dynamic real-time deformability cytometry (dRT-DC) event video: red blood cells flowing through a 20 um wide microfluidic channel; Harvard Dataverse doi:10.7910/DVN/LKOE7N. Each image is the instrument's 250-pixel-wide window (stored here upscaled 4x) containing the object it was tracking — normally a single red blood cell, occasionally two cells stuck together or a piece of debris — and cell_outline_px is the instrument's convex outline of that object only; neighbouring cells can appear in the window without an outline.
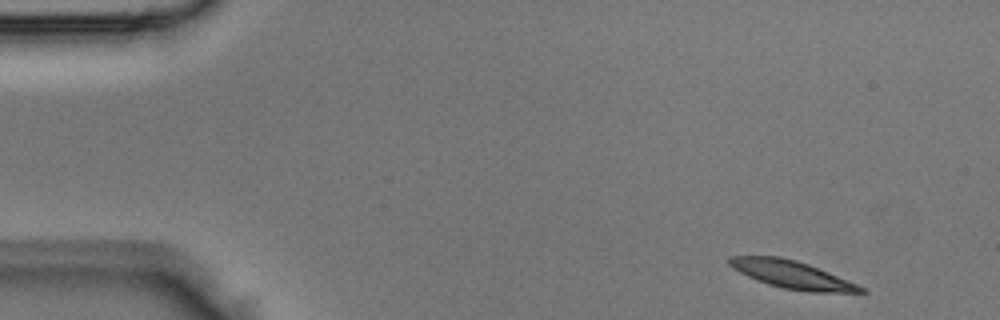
{"species": "Egyptian fruit bat (a non-hibernating species)", "species_latin": "Rousettus aegyptiacus", "temperature_condition": "room temperature", "stored_images_in_passage": 5, "camera_frame_rate_fps": 3000, "um_per_image_px": 0.085, "animal": {"sex": "male"}, "frame": {"image": 1, "passage_image": 1, "time_ms": 0.0, "image_size_px": [1000, 320], "cell_outline_px": [[868, 292], [808, 292], [780, 288], [756, 280], [732, 268], [728, 264], [728, 256], [780, 256], [796, 260], [808, 264], [868, 288]], "centroid_in_image_um": [67.32, 23.35], "position_along_channel_um": 17.7, "area_um2": 21.33}}
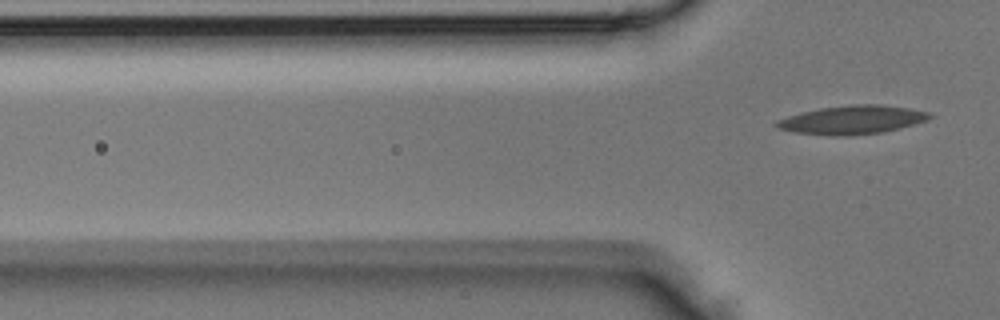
{"frame": {"image": 2, "passage_image": 5, "time_ms": 1.333, "image_size_px": [1000, 320], "cell_outline_px": [[932, 116], [924, 120], [912, 124], [884, 132], [848, 136], [832, 136], [792, 132], [776, 128], [772, 124], [776, 120], [788, 116], [820, 108], [852, 104], [876, 104], [908, 108], [928, 112]], "centroid_in_image_um": [72.34, 10.2], "position_along_channel_um": 53.5, "area_um2": 25.37}}